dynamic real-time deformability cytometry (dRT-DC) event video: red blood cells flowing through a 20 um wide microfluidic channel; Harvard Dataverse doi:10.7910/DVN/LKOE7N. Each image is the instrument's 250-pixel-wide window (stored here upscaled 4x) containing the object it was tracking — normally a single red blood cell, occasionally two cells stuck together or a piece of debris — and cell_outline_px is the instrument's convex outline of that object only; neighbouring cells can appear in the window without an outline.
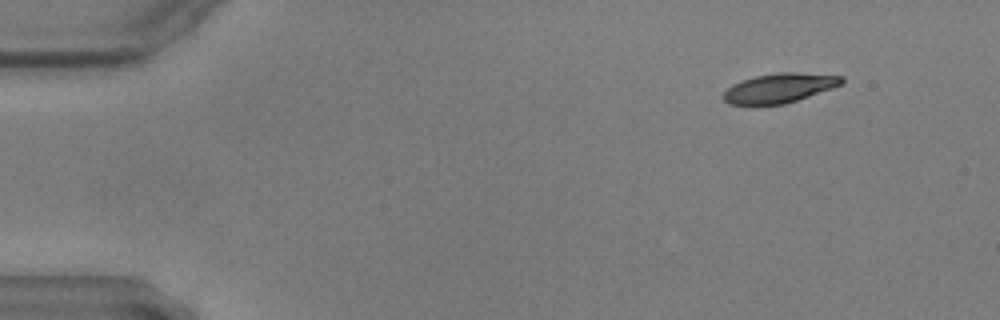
{"species": "common noctule bat (a hibernating species)", "species_latin": "Nyctalus noctula", "temperature_condition": "warm", "stored_images_in_passage": 55, "camera_frame_rate_fps": 3000, "um_per_image_px": 0.085, "animal": {"sex": "male", "body_mass_g": 17.9, "forearm_length_mm": 54.2}, "frame": {"image": 1, "passage_image": 3, "time_ms": 0.667, "image_size_px": [1000, 320], "cell_outline_px": [[844, 80], [840, 84], [832, 88], [784, 104], [728, 104], [720, 96], [732, 84], [756, 76], [780, 72], [796, 72], [844, 76]], "centroid_in_image_um": [66.23, 7.47], "position_along_channel_um": 18.8, "area_um2": 20.0}}
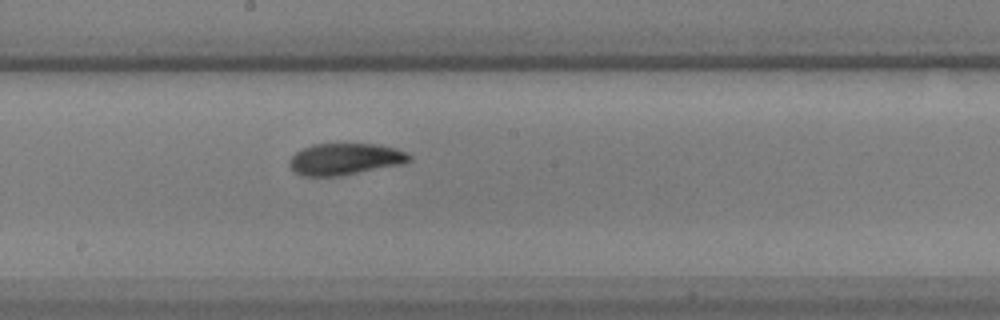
{"frame": {"image": 2, "passage_image": 29, "time_ms": 9.333, "image_size_px": [1000, 320], "cell_outline_px": [[412, 160], [404, 164], [340, 176], [300, 176], [288, 164], [288, 160], [296, 152], [312, 144], [376, 144], [396, 148], [412, 156]], "centroid_in_image_um": [29.34, 13.53], "position_along_channel_um": 218.9, "area_um2": 22.2}}
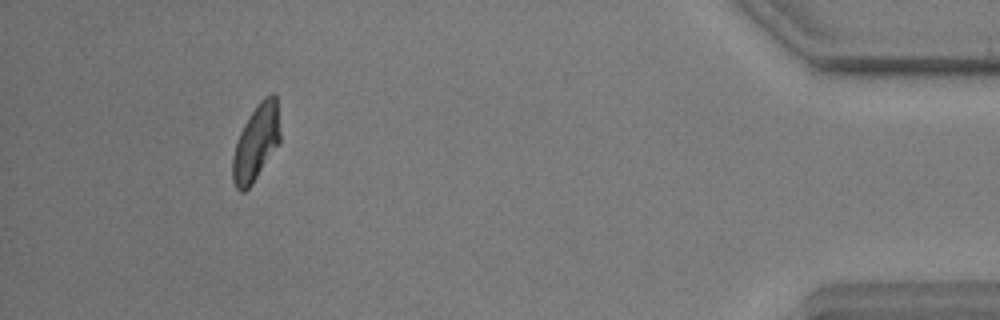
{"frame": {"image": 3, "passage_image": 51, "time_ms": 16.667, "image_size_px": [1000, 320], "cell_outline_px": [[280, 144], [252, 184], [244, 192], [240, 192], [236, 188], [232, 180], [232, 156], [236, 140], [244, 124], [256, 104], [264, 96], [272, 92], [276, 96], [280, 132]], "centroid_in_image_um": [21.76, 12.13], "position_along_channel_um": 413.4, "area_um2": 21.39}}